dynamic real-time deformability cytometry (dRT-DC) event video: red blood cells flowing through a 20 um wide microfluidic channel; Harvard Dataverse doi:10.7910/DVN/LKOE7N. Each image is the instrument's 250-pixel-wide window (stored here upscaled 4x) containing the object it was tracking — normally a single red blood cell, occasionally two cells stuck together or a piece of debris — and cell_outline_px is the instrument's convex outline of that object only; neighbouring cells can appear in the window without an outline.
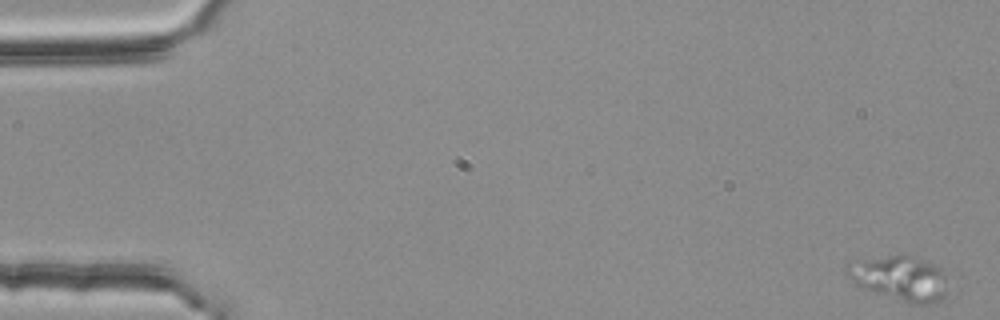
{"species": "common noctule bat (a hibernating species)", "species_latin": "Nyctalus noctula", "temperature_condition": "room temperature", "stored_images_in_passage": 2, "camera_frame_rate_fps": 3000, "um_per_image_px": 0.085, "animal": {"sex": "female", "body_mass_g": 25.1}, "frame": {"image": 1, "passage_image": 2, "time_ms": 0.333, "image_size_px": [1000, 320], "cell_outline_px": [[944, 296], [940, 300], [928, 304], [916, 304], [856, 284], [848, 276], [844, 268], [852, 260], [900, 252], [924, 260], [940, 268], [944, 276]], "centroid_in_image_um": [76.44, 23.56], "position_along_channel_um": 8.6, "area_um2": 25.84}}